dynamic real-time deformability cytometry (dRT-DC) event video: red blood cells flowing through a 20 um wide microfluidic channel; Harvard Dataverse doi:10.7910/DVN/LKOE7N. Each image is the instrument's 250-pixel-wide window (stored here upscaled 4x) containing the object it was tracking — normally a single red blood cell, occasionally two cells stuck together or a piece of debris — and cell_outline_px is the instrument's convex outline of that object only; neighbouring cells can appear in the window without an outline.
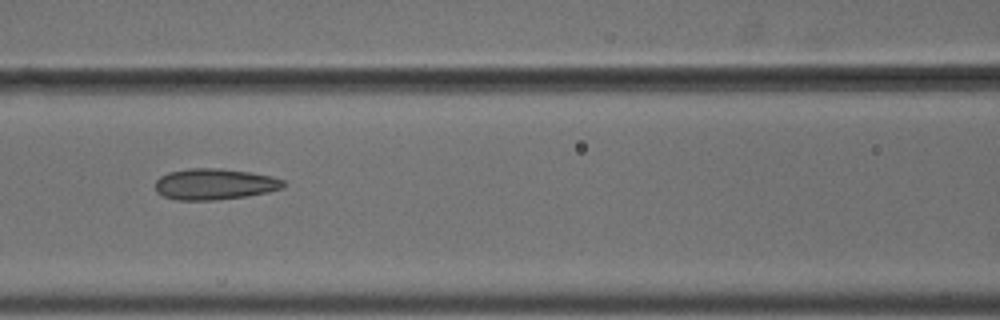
{"species": "common noctule bat (a hibernating species)", "species_latin": "Nyctalus noctula", "temperature_condition": "cold", "stored_images_in_passage": 8, "camera_frame_rate_fps": 3000, "um_per_image_px": 0.085, "animal": {"sex": "male", "body_mass_g": 18.8}, "frame": {"image": 1, "passage_image": 5, "time_ms": 1.333, "image_size_px": [1000, 320], "cell_outline_px": [[284, 188], [268, 192], [248, 196], [216, 200], [176, 200], [164, 196], [156, 192], [156, 180], [160, 176], [168, 172], [188, 168], [220, 168], [252, 172], [272, 176], [284, 180]], "centroid_in_image_um": [18.25, 15.65], "position_along_channel_um": 148.4, "area_um2": 23.47}}
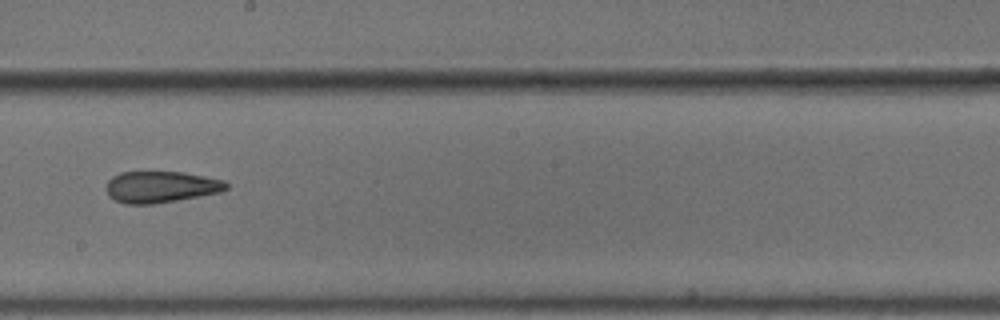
{"frame": {"image": 2, "passage_image": 7, "time_ms": 2.0, "image_size_px": [1000, 320], "cell_outline_px": [[228, 188], [220, 192], [176, 200], [152, 204], [124, 204], [108, 196], [108, 180], [112, 176], [120, 172], [184, 172], [224, 180], [228, 184]], "centroid_in_image_um": [13.67, 15.88], "position_along_channel_um": 234.5, "area_um2": 21.85}}
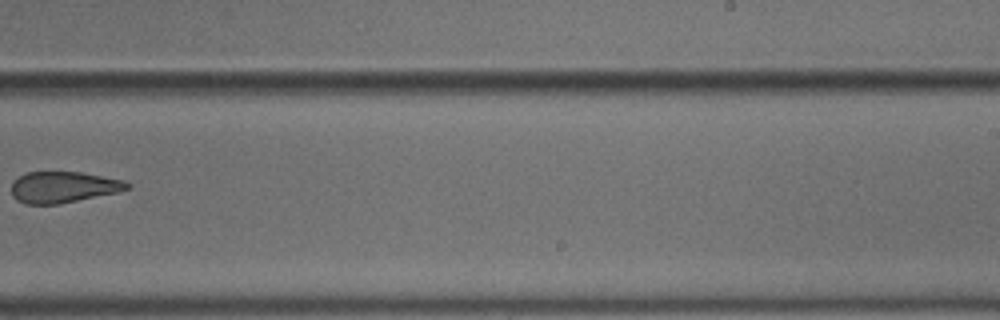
{"frame": {"image": 3, "passage_image": 8, "time_ms": 2.333, "image_size_px": [1000, 320], "cell_outline_px": [[132, 188], [120, 192], [56, 204], [24, 204], [16, 200], [12, 196], [12, 184], [20, 176], [28, 172], [80, 172], [124, 180], [132, 184]], "centroid_in_image_um": [5.43, 15.91], "position_along_channel_um": 283.6, "area_um2": 21.04}}